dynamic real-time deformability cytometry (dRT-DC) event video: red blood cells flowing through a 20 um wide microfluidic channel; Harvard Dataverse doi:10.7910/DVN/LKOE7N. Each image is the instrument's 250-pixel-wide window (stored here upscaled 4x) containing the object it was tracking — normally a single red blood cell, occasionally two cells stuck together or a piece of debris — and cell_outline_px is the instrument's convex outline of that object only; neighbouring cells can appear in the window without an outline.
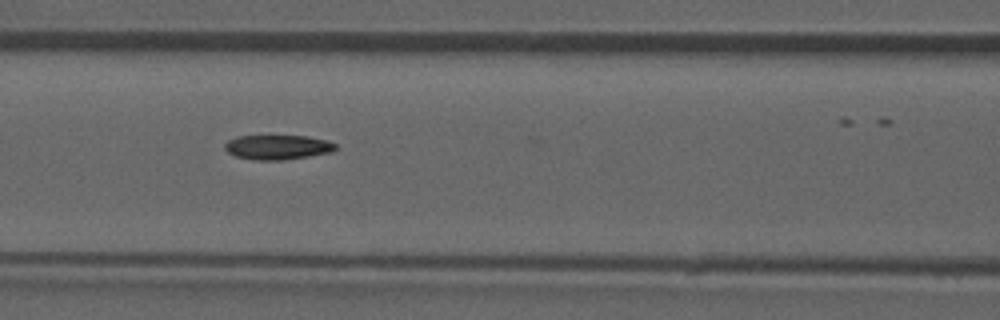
{"species": "common noctule bat (a hibernating species)", "species_latin": "Nyctalus noctula", "temperature_condition": "room temperature", "stored_images_in_passage": 24, "camera_frame_rate_fps": 3000, "um_per_image_px": 0.085, "animal": {"sex": "male", "forearm_length_mm": 52.5}, "frame": {"image": 1, "passage_image": 5, "time_ms": 1.333, "image_size_px": [1000, 320], "cell_outline_px": [[336, 148], [332, 152], [284, 160], [256, 160], [236, 156], [228, 152], [224, 148], [224, 144], [228, 140], [236, 136], [308, 136], [328, 140], [336, 144]], "centroid_in_image_um": [23.6, 12.5], "position_along_channel_um": 143.0, "area_um2": 15.9}}